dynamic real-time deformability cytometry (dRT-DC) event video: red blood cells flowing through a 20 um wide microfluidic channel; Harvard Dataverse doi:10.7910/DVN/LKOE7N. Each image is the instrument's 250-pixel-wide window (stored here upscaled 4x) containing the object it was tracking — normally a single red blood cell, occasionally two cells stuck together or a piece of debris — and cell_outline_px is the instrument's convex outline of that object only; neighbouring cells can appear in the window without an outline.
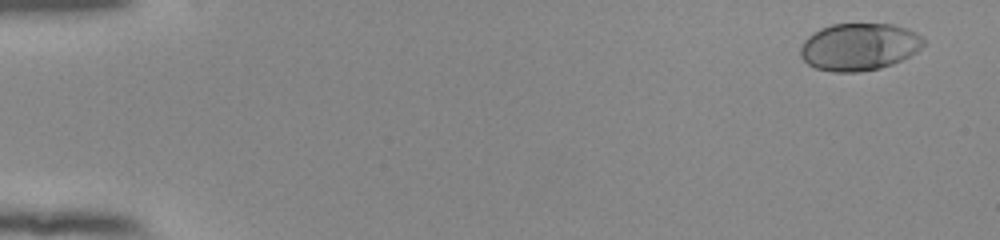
{"species": "human", "species_latin": "Homo sapiens", "temperature_condition": "room temperature", "stored_images_in_passage": 54, "camera_frame_rate_fps": 3000, "um_per_image_px": 0.085, "donor": {"sex": "female"}, "frame": {"image": 1, "passage_image": 3, "time_ms": 0.667, "image_size_px": [1000, 240], "cell_outline_px": [[924, 44], [916, 52], [892, 64], [880, 68], [860, 72], [832, 72], [816, 68], [808, 64], [800, 56], [800, 48], [804, 40], [812, 32], [820, 28], [832, 24], [892, 24], [908, 28], [924, 36]], "centroid_in_image_um": [73.02, 3.97], "position_along_channel_um": 12.0, "area_um2": 34.16}}
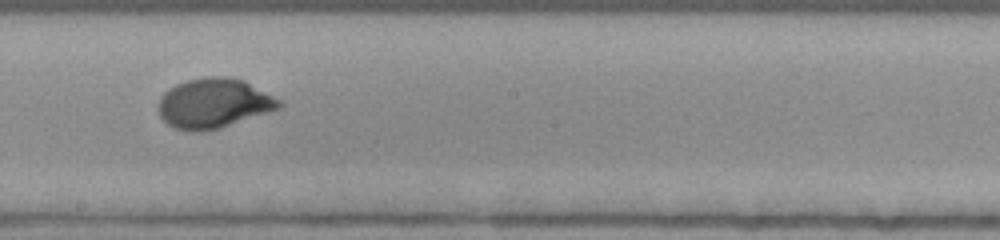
{"frame": {"image": 2, "passage_image": 32, "time_ms": 10.333, "image_size_px": [1000, 240], "cell_outline_px": [[284, 104], [280, 108], [220, 128], [200, 132], [192, 132], [176, 128], [168, 124], [160, 116], [156, 108], [156, 104], [160, 96], [168, 88], [176, 84], [188, 80], [208, 76], [228, 76], [244, 80], [284, 100]], "centroid_in_image_um": [18.17, 8.77], "position_along_channel_um": 230.0, "area_um2": 35.55}}
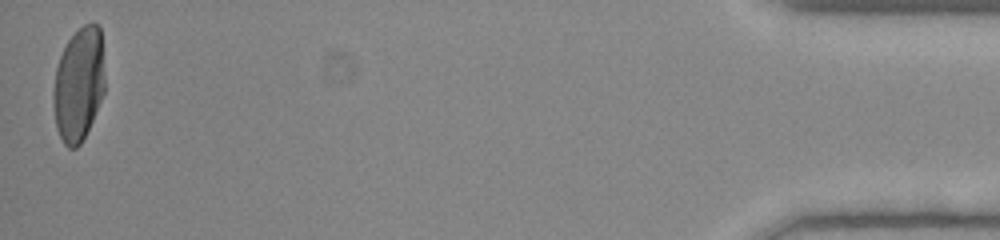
{"frame": {"image": 3, "passage_image": 54, "time_ms": 17.667, "image_size_px": [1000, 240], "cell_outline_px": [[104, 92], [92, 120], [80, 144], [76, 148], [68, 148], [64, 144], [56, 128], [52, 104], [52, 92], [56, 68], [60, 56], [68, 40], [84, 24], [92, 20], [100, 28], [104, 76]], "centroid_in_image_um": [6.67, 7.17], "position_along_channel_um": 428.5, "area_um2": 34.1}, "authors_computed_cell_mechanics": {"area_um2": 34.102, "velocity_mm_per_s": 3.8552, "shape_relaxation_time_tau1_ms": 3.6443, "shape_relaxation_time_tau2_ms": null, "deformation_change_tau1": 0.2099, "deformation_change_tau2": null}}